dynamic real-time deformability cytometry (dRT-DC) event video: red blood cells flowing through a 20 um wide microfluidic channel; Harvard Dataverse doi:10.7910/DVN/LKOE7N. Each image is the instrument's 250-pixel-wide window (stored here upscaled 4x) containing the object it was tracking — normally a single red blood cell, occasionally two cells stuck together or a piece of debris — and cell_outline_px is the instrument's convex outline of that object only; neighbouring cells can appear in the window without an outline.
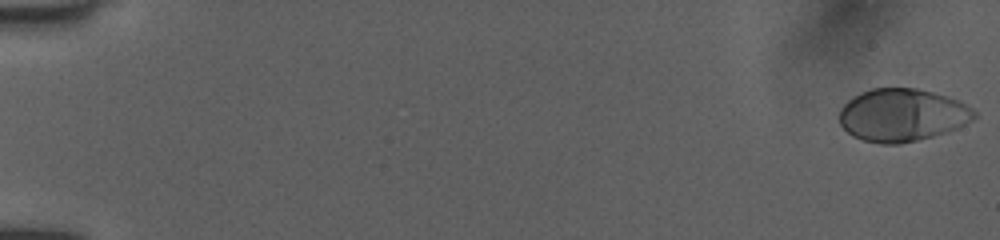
{"species": "human", "species_latin": "Homo sapiens", "temperature_condition": "room temperature", "stored_images_in_passage": 53, "camera_frame_rate_fps": 3000, "um_per_image_px": 0.085, "donor": {"sex": "female"}, "frame": {"image": 1, "passage_image": 1, "time_ms": 0.0, "image_size_px": [1000, 240], "cell_outline_px": [[976, 116], [972, 120], [956, 128], [932, 136], [900, 144], [880, 144], [864, 140], [852, 136], [840, 124], [840, 108], [848, 100], [860, 92], [872, 88], [916, 88], [948, 96], [960, 100], [972, 108], [976, 112]], "centroid_in_image_um": [76.68, 9.77], "position_along_channel_um": 8.3, "area_um2": 41.38}}
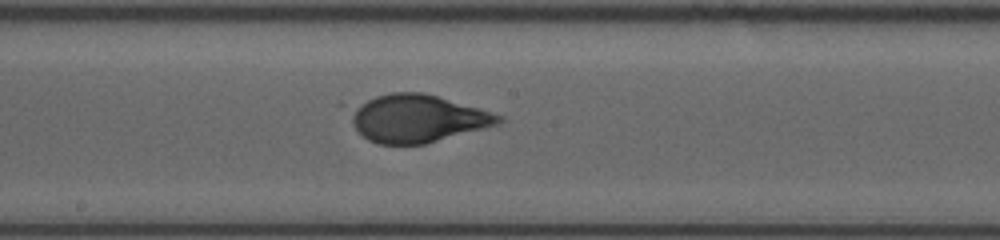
{"frame": {"image": 2, "passage_image": 30, "time_ms": 9.667, "image_size_px": [1000, 240], "cell_outline_px": [[504, 120], [500, 124], [424, 144], [380, 144], [368, 140], [356, 128], [352, 120], [348, 108], [376, 96], [392, 92], [424, 92], [504, 116]], "centroid_in_image_um": [35.48, 10.06], "position_along_channel_um": 212.7, "area_um2": 40.81}}
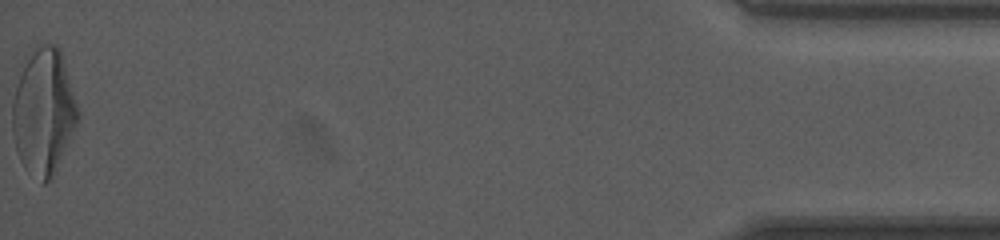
{"frame": {"image": 3, "passage_image": 53, "time_ms": 17.333, "image_size_px": [1000, 240], "cell_outline_px": [[80, 120], [52, 180], [44, 184], [40, 184], [24, 168], [20, 160], [16, 148], [12, 132], [12, 100], [16, 68], [32, 48], [36, 44], [56, 44], [60, 48], [80, 112]], "centroid_in_image_um": [3.68, 9.46], "position_along_channel_um": 431.5, "area_um2": 50.05}, "authors_computed_cell_mechanics": {"area_um2": 40.8068, "velocity_mm_per_s": 3.9876, "shape_relaxation_time_tau1_ms": 9.9783, "shape_relaxation_time_tau2_ms": null, "deformation_change_tau1": 0.2973, "deformation_change_tau2": null}}